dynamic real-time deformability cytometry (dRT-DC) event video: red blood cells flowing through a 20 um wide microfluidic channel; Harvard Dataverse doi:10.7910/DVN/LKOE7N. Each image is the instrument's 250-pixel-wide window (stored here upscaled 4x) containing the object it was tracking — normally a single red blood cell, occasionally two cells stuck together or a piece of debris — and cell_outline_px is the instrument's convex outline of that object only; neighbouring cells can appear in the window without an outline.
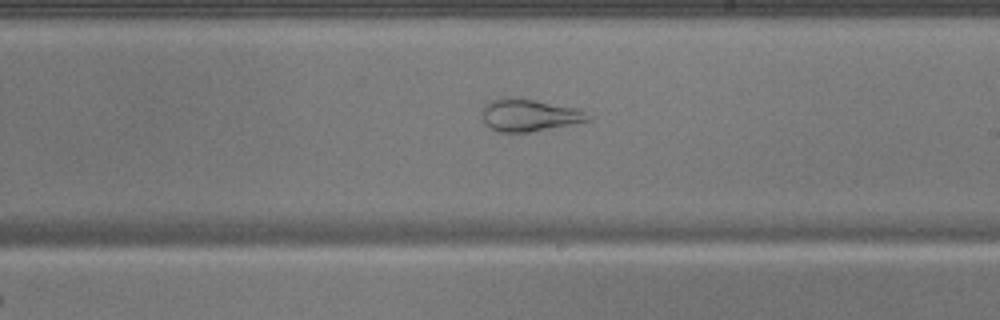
{"species": "common noctule bat (a hibernating species)", "species_latin": "Nyctalus noctula", "temperature_condition": "warm", "stored_images_in_passage": 36, "camera_frame_rate_fps": 3000, "um_per_image_px": 0.085, "animal": {"sex": "male", "body_mass_g": 17.9}, "frame": {"image": 1, "passage_image": 16, "time_ms": 5.0, "image_size_px": [1000, 320], "cell_outline_px": [[596, 116], [592, 120], [528, 132], [500, 132], [484, 124], [480, 116], [480, 108], [488, 100], [504, 96], [512, 96], [536, 100], [580, 108]], "centroid_in_image_um": [44.97, 9.75], "position_along_channel_um": 244.0, "area_um2": 20.75}}
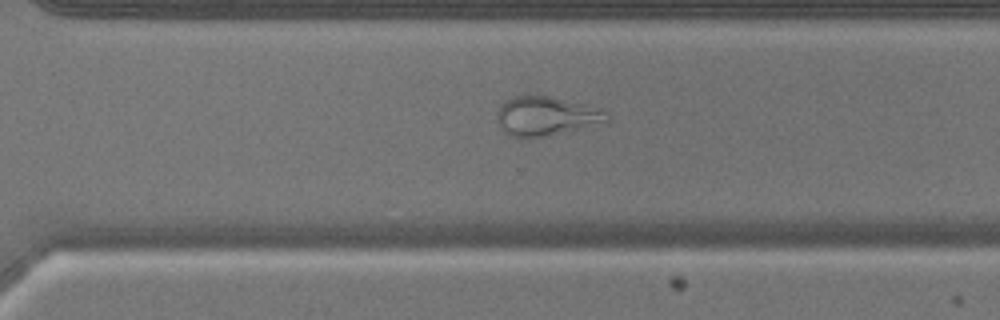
{"frame": {"image": 2, "passage_image": 22, "time_ms": 7.0, "image_size_px": [1000, 320], "cell_outline_px": [[608, 124], [528, 140], [524, 140], [508, 136], [500, 128], [496, 120], [496, 112], [500, 104], [504, 100], [512, 96], [548, 96], [604, 112], [608, 120]], "centroid_in_image_um": [46.3, 9.95], "position_along_channel_um": 324.3, "area_um2": 25.37}}
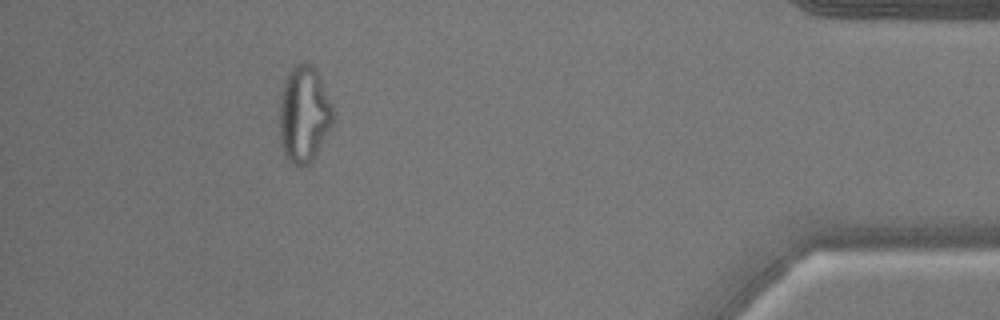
{"frame": {"image": 3, "passage_image": 32, "time_ms": 10.333, "image_size_px": [1000, 320], "cell_outline_px": [[332, 124], [312, 160], [308, 164], [300, 168], [292, 164], [284, 156], [280, 144], [280, 92], [288, 72], [300, 60], [304, 60], [316, 72], [332, 104]], "centroid_in_image_um": [25.79, 9.74], "position_along_channel_um": 409.4, "area_um2": 29.88}}